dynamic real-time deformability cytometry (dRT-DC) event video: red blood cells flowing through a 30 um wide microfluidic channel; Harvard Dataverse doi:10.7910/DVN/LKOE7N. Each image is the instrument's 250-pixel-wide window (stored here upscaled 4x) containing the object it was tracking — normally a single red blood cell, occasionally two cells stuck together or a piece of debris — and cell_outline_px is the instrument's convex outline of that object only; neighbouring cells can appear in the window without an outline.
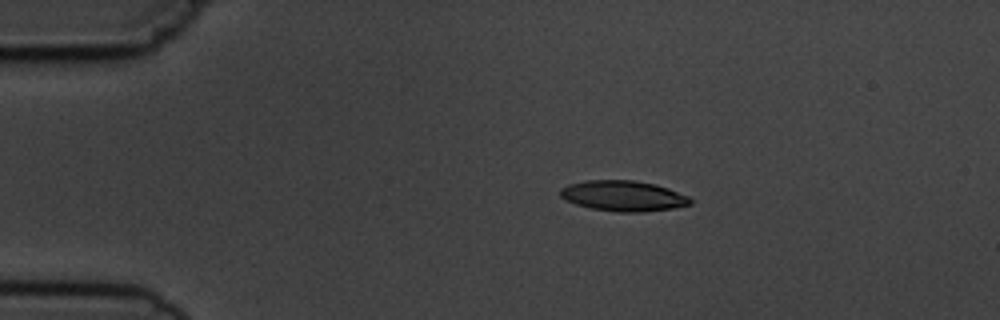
{"species": "common noctule bat (a hibernating species)", "species_latin": "Nyctalus noctula", "temperature_condition": "cold", "stored_images_in_passage": 6, "camera_frame_rate_fps": 3000, "um_per_image_px": 0.085, "animal": {"sex": "male", "body_mass_g": 19.5, "forearm_length_mm": 54.6}, "frame": {"image": 1, "passage_image": 2, "time_ms": 2.0, "image_size_px": [1000, 320], "cell_outline_px": [[692, 204], [672, 208], [644, 212], [616, 212], [592, 208], [576, 204], [564, 200], [560, 196], [560, 188], [568, 184], [584, 180], [636, 180], [656, 184], [668, 188], [688, 196], [692, 200]], "centroid_in_image_um": [52.96, 16.64], "position_along_channel_um": 32.0, "area_um2": 23.29}}
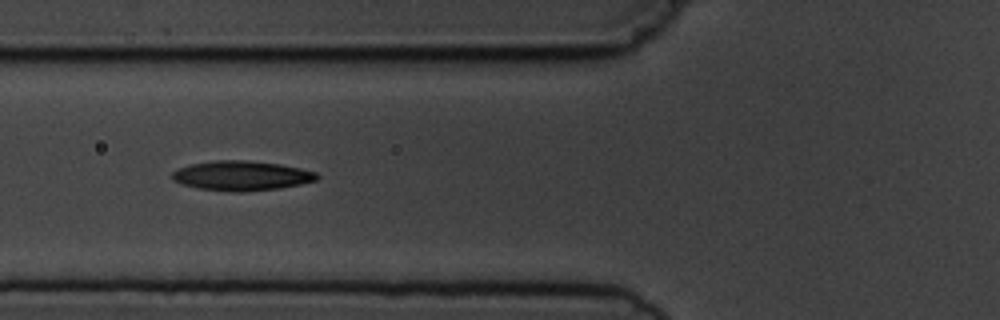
{"frame": {"image": 2, "passage_image": 5, "time_ms": 5.333, "image_size_px": [1000, 320], "cell_outline_px": [[320, 176], [316, 180], [300, 184], [280, 188], [244, 192], [236, 192], [200, 188], [180, 184], [172, 180], [172, 172], [188, 164], [212, 160], [244, 160], [280, 164], [300, 168], [316, 172]], "centroid_in_image_um": [20.51, 14.93], "position_along_channel_um": 105.3, "area_um2": 25.09}}
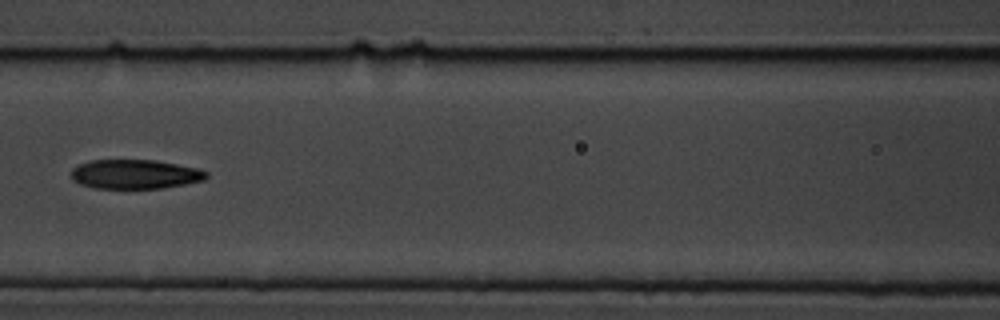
{"frame": {"image": 3, "passage_image": 6, "time_ms": 6.667, "image_size_px": [1000, 320], "cell_outline_px": [[208, 176], [204, 180], [164, 188], [92, 188], [80, 184], [72, 180], [72, 168], [76, 164], [88, 160], [156, 160], [196, 168], [208, 172]], "centroid_in_image_um": [11.43, 14.8], "position_along_channel_um": 155.2, "area_um2": 23.18}}